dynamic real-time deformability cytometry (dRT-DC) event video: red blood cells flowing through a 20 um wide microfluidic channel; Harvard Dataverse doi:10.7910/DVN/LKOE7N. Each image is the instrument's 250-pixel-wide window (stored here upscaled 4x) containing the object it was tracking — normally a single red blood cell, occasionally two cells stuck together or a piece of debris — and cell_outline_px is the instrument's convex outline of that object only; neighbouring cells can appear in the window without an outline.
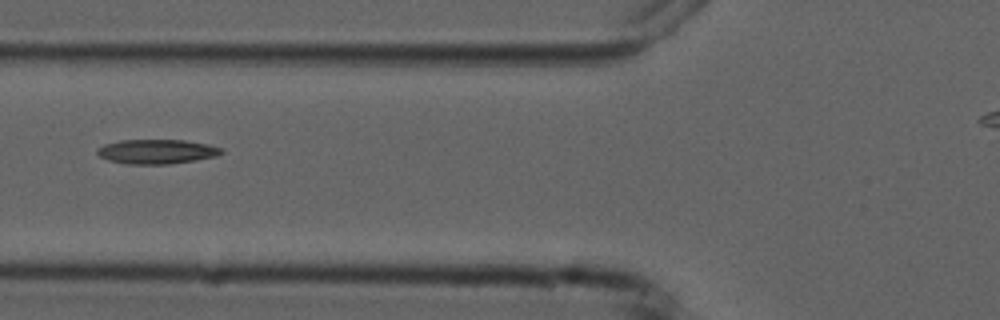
{"species": "common noctule bat (a hibernating species)", "species_latin": "Nyctalus noctula", "temperature_condition": "cold", "stored_images_in_passage": 5, "camera_frame_rate_fps": 3000, "um_per_image_px": 0.085, "animal": {"sex": "male", "forearm_length_mm": 52.5}, "frame": {"image": 1, "passage_image": 2, "time_ms": 1.0, "image_size_px": [1000, 320], "cell_outline_px": [[224, 152], [216, 156], [196, 160], [168, 164], [128, 164], [108, 160], [100, 156], [96, 152], [96, 148], [104, 144], [120, 140], [184, 140], [208, 144], [224, 148]], "centroid_in_image_um": [13.33, 12.88], "position_along_channel_um": 112.5, "area_um2": 17.8}}
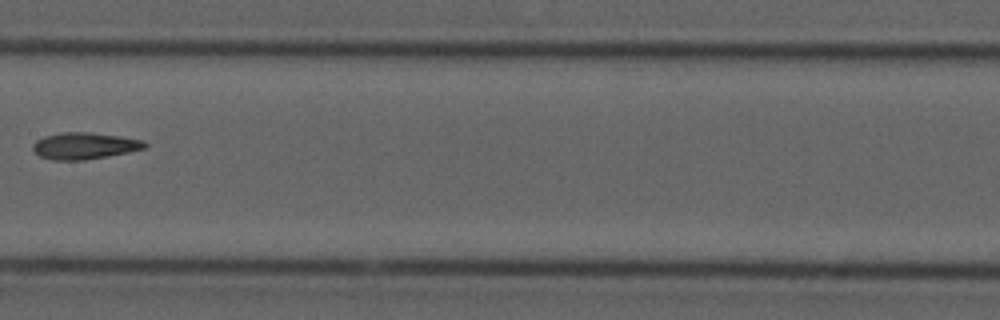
{"frame": {"image": 2, "passage_image": 4, "time_ms": 3.333, "image_size_px": [1000, 320], "cell_outline_px": [[148, 148], [108, 156], [84, 160], [52, 160], [40, 156], [32, 148], [32, 144], [36, 140], [44, 136], [60, 132], [88, 132], [116, 136], [140, 140], [148, 144]], "centroid_in_image_um": [7.15, 12.4], "position_along_channel_um": 200.3, "area_um2": 17.28}}
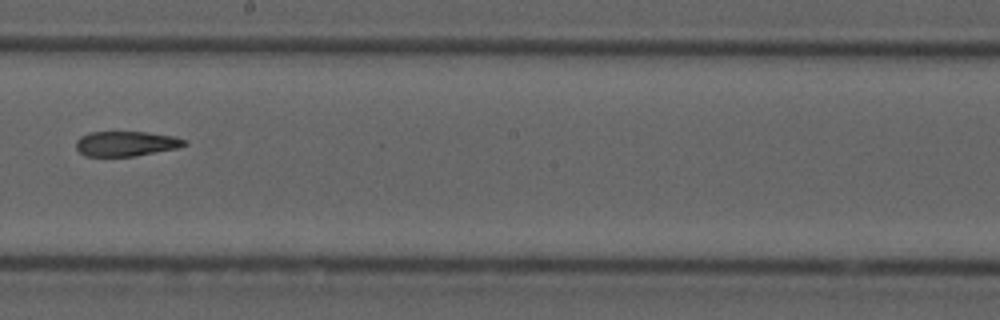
{"frame": {"image": 3, "passage_image": 5, "time_ms": 4.333, "image_size_px": [1000, 320], "cell_outline_px": [[188, 144], [176, 148], [136, 156], [84, 156], [76, 148], [76, 140], [80, 136], [88, 132], [144, 132], [176, 136], [184, 140]], "centroid_in_image_um": [10.68, 12.21], "position_along_channel_um": 237.5, "area_um2": 15.78}}